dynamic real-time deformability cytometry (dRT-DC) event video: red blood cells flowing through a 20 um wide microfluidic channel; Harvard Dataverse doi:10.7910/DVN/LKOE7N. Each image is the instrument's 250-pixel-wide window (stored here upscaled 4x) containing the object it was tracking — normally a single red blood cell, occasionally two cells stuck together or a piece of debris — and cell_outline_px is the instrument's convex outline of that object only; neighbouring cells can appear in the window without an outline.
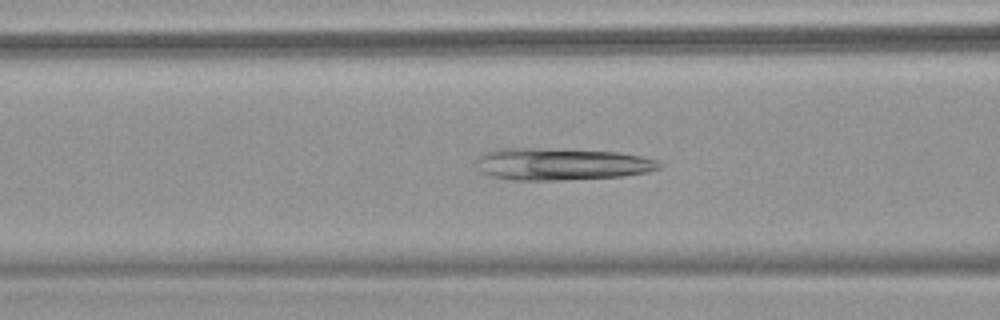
{"species": "common noctule bat (a hibernating species)", "species_latin": "Nyctalus noctula", "temperature_condition": "warm", "stored_images_in_passage": 52, "camera_frame_rate_fps": 3000, "um_per_image_px": 0.085, "animal": {"sex": "female", "body_mass_g": 18.4}, "frame": {"image": 1, "passage_image": 21, "time_ms": 6.667, "image_size_px": [1000, 320], "cell_outline_px": [[664, 164], [660, 168], [648, 172], [624, 176], [556, 180], [512, 180], [492, 176], [484, 172], [476, 160], [484, 152], [496, 148], [536, 148], [620, 152], [640, 156], [656, 160]], "centroid_in_image_um": [47.76, 13.94], "position_along_channel_um": 118.8, "area_um2": 34.04}}
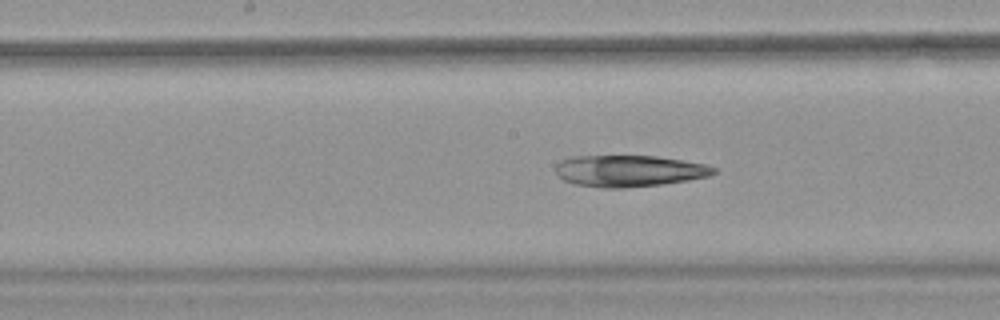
{"frame": {"image": 2, "passage_image": 27, "time_ms": 8.667, "image_size_px": [1000, 320], "cell_outline_px": [[716, 172], [712, 176], [664, 184], [624, 188], [604, 188], [572, 184], [564, 180], [556, 172], [556, 164], [560, 160], [572, 156], [656, 156], [704, 164], [716, 168]], "centroid_in_image_um": [53.46, 14.53], "position_along_channel_um": 194.7, "area_um2": 29.13}}
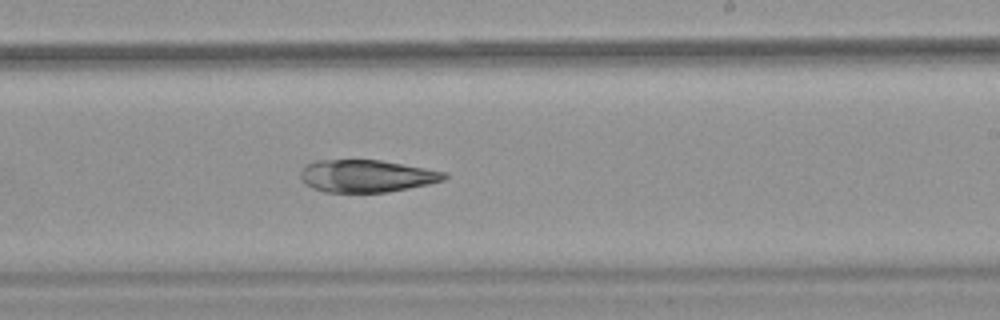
{"frame": {"image": 3, "passage_image": 32, "time_ms": 10.333, "image_size_px": [1000, 320], "cell_outline_px": [[448, 176], [444, 180], [428, 184], [388, 192], [324, 192], [312, 188], [304, 184], [300, 176], [300, 172], [304, 164], [316, 160], [380, 160], [448, 172]], "centroid_in_image_um": [31.12, 14.96], "position_along_channel_um": 257.9, "area_um2": 27.28}}